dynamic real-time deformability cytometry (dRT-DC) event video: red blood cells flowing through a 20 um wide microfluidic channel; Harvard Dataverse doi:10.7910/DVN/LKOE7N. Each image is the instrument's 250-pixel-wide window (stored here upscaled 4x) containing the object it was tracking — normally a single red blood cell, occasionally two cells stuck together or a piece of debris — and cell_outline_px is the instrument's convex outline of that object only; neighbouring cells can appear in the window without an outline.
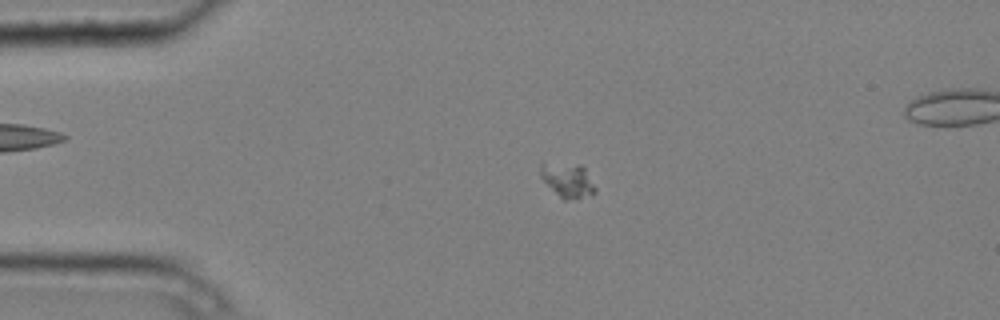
{"species": "common noctule bat (a hibernating species)", "species_latin": "Nyctalus noctula", "temperature_condition": "cold", "stored_images_in_passage": 3, "camera_frame_rate_fps": 3000, "um_per_image_px": 0.085, "animal": {"sex": "male", "body_mass_g": 20.4}, "frame": {"image": 1, "passage_image": 1, "time_ms": 0.0, "image_size_px": [1000, 320], "cell_outline_px": [[596, 192], [592, 196], [564, 200], [540, 176], [540, 160], [580, 164], [584, 168], [596, 188]], "centroid_in_image_um": [48.23, 15.25], "position_along_channel_um": 36.8, "area_um2": 11.21}}